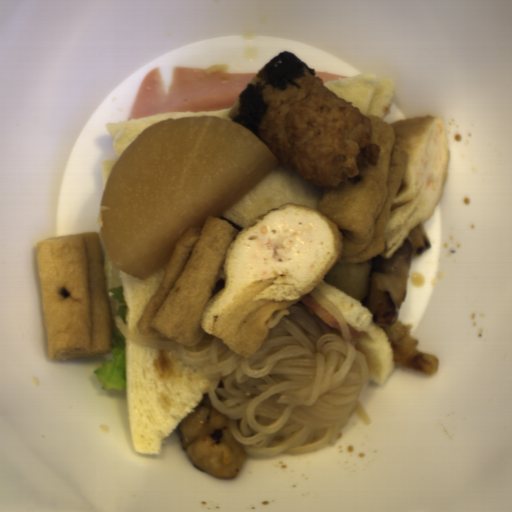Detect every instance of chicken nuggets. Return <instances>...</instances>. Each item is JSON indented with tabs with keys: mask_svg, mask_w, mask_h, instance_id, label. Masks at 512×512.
Returning a JSON list of instances; mask_svg holds the SVG:
<instances>
[{
	"mask_svg": "<svg viewBox=\"0 0 512 512\" xmlns=\"http://www.w3.org/2000/svg\"><path fill=\"white\" fill-rule=\"evenodd\" d=\"M177 429L194 467L218 479L231 480L241 471L248 453L236 441L229 418L212 405L209 390Z\"/></svg>",
	"mask_w": 512,
	"mask_h": 512,
	"instance_id": "90cb4de2",
	"label": "chicken nuggets"
},
{
	"mask_svg": "<svg viewBox=\"0 0 512 512\" xmlns=\"http://www.w3.org/2000/svg\"><path fill=\"white\" fill-rule=\"evenodd\" d=\"M412 253L406 238L389 259H384L381 253L370 258L367 289L361 305L369 310L379 327L391 326L398 319L407 293Z\"/></svg>",
	"mask_w": 512,
	"mask_h": 512,
	"instance_id": "f4ed5422",
	"label": "chicken nuggets"
}]
</instances>
